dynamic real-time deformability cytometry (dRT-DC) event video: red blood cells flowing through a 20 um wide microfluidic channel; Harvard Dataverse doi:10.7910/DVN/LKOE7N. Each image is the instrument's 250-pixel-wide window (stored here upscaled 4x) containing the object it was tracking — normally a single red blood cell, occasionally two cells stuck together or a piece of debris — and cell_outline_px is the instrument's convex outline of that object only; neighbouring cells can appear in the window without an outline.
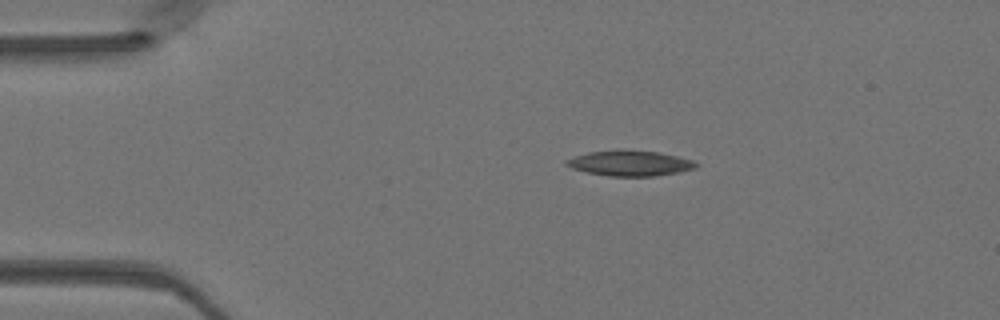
{"species": "Egyptian fruit bat (a non-hibernating species)", "species_latin": "Rousettus aegyptiacus", "temperature_condition": "warm", "stored_images_in_passage": 48, "camera_frame_rate_fps": 3000, "um_per_image_px": 0.085, "animal": {"sex": "female"}, "frame": {"image": 1, "passage_image": 9, "time_ms": 2.667, "image_size_px": [1000, 320], "cell_outline_px": [[700, 164], [696, 168], [680, 172], [652, 176], [608, 176], [588, 172], [572, 168], [564, 164], [564, 160], [588, 152], [616, 148], [620, 148], [660, 152], [692, 160]], "centroid_in_image_um": [53.54, 13.85], "position_along_channel_um": 31.5, "area_um2": 19.54}}
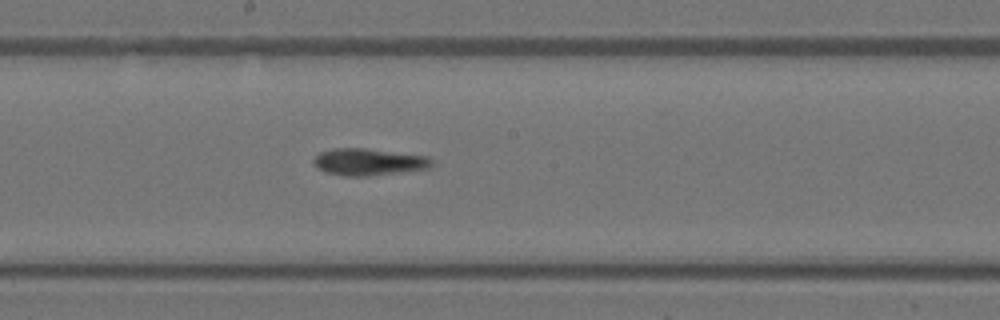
{"frame": {"image": 2, "passage_image": 26, "time_ms": 8.333, "image_size_px": [1000, 320], "cell_outline_px": [[432, 164], [428, 168], [400, 172], [368, 176], [344, 176], [324, 172], [312, 160], [320, 152], [332, 148], [364, 148], [428, 156], [432, 160]], "centroid_in_image_um": [31.32, 13.76], "position_along_channel_um": 216.9, "area_um2": 18.38}}
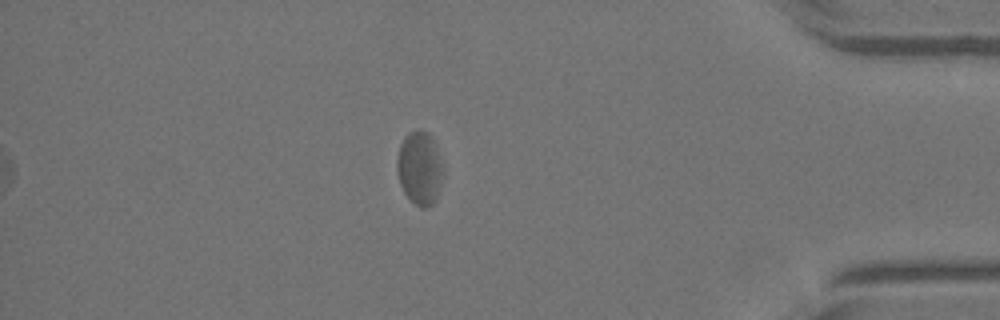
{"frame": {"image": 3, "passage_image": 42, "time_ms": 13.667, "image_size_px": [1000, 320], "cell_outline_px": [[444, 172], [436, 200], [428, 208], [420, 208], [404, 192], [400, 184], [396, 172], [396, 160], [400, 144], [404, 136], [408, 132], [416, 128], [420, 128], [428, 132], [432, 136], [436, 144], [444, 164]], "centroid_in_image_um": [35.69, 14.24], "position_along_channel_um": 399.5, "area_um2": 20.4}}